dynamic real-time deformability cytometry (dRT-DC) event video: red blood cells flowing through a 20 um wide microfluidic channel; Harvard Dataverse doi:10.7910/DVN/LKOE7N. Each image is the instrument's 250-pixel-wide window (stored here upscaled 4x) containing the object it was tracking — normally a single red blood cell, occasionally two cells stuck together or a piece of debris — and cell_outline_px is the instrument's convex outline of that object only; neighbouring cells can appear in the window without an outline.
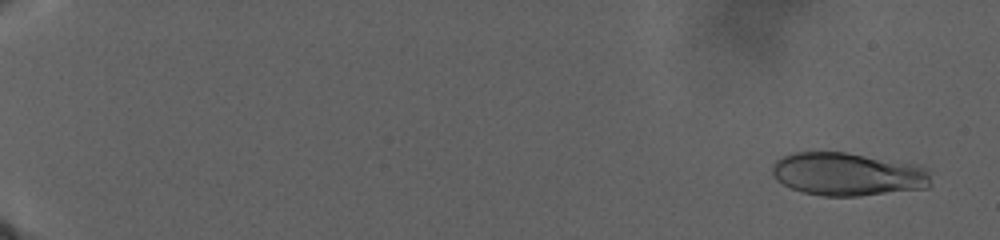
{"species": "human", "species_latin": "Homo sapiens", "temperature_condition": "warm", "stored_images_in_passage": 48, "camera_frame_rate_fps": 3000, "um_per_image_px": 0.085, "donor": {"sex": "male"}, "frame": {"image": 1, "passage_image": 2, "time_ms": 1.0, "image_size_px": [1000, 240], "cell_outline_px": [[932, 184], [928, 188], [860, 196], [824, 196], [804, 192], [792, 188], [776, 180], [772, 176], [772, 164], [776, 160], [784, 156], [796, 152], [844, 152], [916, 164], [928, 168]], "centroid_in_image_um": [72.09, 14.81], "position_along_channel_um": 12.9, "area_um2": 40.06}}
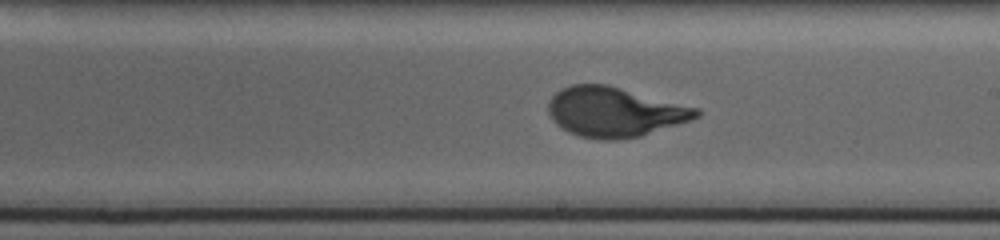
{"frame": {"image": 2, "passage_image": 30, "time_ms": 24.667, "image_size_px": [1000, 240], "cell_outline_px": [[700, 116], [640, 136], [616, 140], [600, 140], [580, 136], [568, 132], [556, 124], [552, 120], [548, 112], [548, 100], [560, 88], [572, 84], [608, 84], [700, 108]], "centroid_in_image_um": [52.2, 9.5], "position_along_channel_um": 236.8, "area_um2": 43.0}}
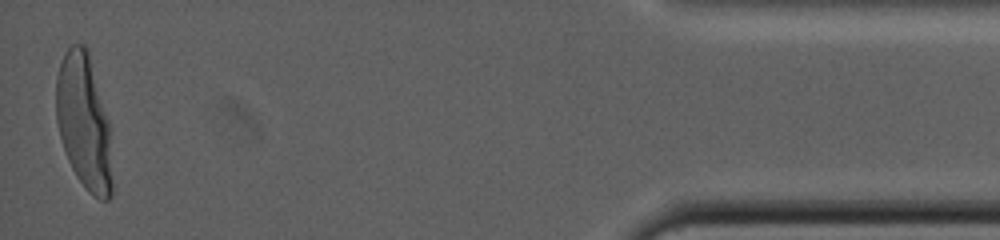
{"frame": {"image": 3, "passage_image": 48, "time_ms": 38.333, "image_size_px": [1000, 240], "cell_outline_px": [[112, 196], [108, 200], [100, 200], [92, 196], [88, 192], [76, 176], [68, 160], [60, 136], [56, 120], [56, 76], [64, 52], [72, 44], [84, 44], [88, 48], [108, 120], [112, 180]], "centroid_in_image_um": [7.13, 10.36], "position_along_channel_um": 428.1, "area_um2": 44.16}}